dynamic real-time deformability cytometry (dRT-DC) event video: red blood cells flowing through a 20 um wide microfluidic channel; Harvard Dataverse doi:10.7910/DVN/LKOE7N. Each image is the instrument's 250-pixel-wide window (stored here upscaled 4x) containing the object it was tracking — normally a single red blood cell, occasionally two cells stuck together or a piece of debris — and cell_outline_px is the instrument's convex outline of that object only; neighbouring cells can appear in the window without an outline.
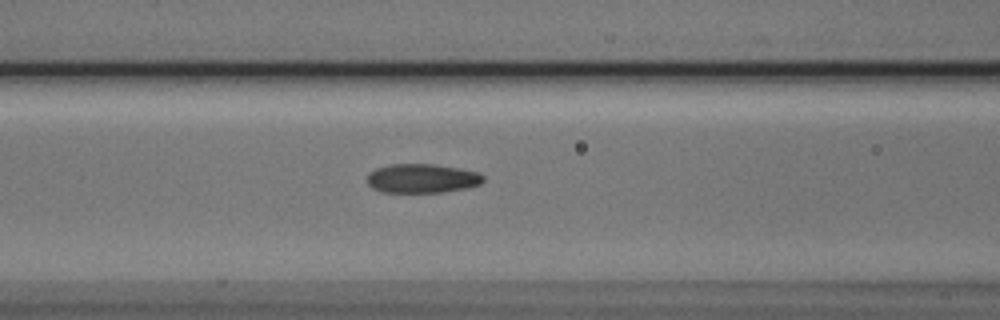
{"species": "Egyptian fruit bat (a non-hibernating species)", "species_latin": "Rousettus aegyptiacus", "temperature_condition": "cold", "stored_images_in_passage": 25, "camera_frame_rate_fps": 3000, "um_per_image_px": 0.085, "animal": {"sex": "male"}, "frame": {"image": 1, "passage_image": 14, "time_ms": 4.333, "image_size_px": [1000, 320], "cell_outline_px": [[484, 180], [480, 184], [468, 188], [444, 192], [380, 192], [372, 188], [368, 184], [368, 172], [376, 168], [392, 164], [436, 164], [460, 168], [476, 172], [484, 176]], "centroid_in_image_um": [35.87, 15.16], "position_along_channel_um": 130.7, "area_um2": 19.83}}